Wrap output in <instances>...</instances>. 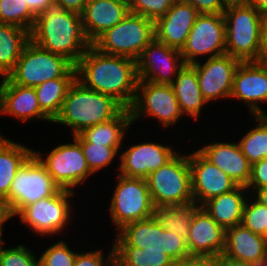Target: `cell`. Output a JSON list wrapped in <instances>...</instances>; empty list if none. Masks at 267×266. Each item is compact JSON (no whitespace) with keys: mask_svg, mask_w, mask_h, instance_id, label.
I'll return each instance as SVG.
<instances>
[{"mask_svg":"<svg viewBox=\"0 0 267 266\" xmlns=\"http://www.w3.org/2000/svg\"><path fill=\"white\" fill-rule=\"evenodd\" d=\"M213 266H251L252 263H248L242 260L229 258L223 254L218 255L212 259Z\"/></svg>","mask_w":267,"mask_h":266,"instance_id":"49","label":"cell"},{"mask_svg":"<svg viewBox=\"0 0 267 266\" xmlns=\"http://www.w3.org/2000/svg\"><path fill=\"white\" fill-rule=\"evenodd\" d=\"M176 0H129L130 13L141 15L154 22L162 17Z\"/></svg>","mask_w":267,"mask_h":266,"instance_id":"40","label":"cell"},{"mask_svg":"<svg viewBox=\"0 0 267 266\" xmlns=\"http://www.w3.org/2000/svg\"><path fill=\"white\" fill-rule=\"evenodd\" d=\"M226 230L200 207L191 221L186 241L191 257L213 259L222 254L225 248Z\"/></svg>","mask_w":267,"mask_h":266,"instance_id":"20","label":"cell"},{"mask_svg":"<svg viewBox=\"0 0 267 266\" xmlns=\"http://www.w3.org/2000/svg\"><path fill=\"white\" fill-rule=\"evenodd\" d=\"M55 7L82 14L88 0H54Z\"/></svg>","mask_w":267,"mask_h":266,"instance_id":"44","label":"cell"},{"mask_svg":"<svg viewBox=\"0 0 267 266\" xmlns=\"http://www.w3.org/2000/svg\"><path fill=\"white\" fill-rule=\"evenodd\" d=\"M240 61L224 54L191 64L197 73L199 87L207 103L230 98L235 71Z\"/></svg>","mask_w":267,"mask_h":266,"instance_id":"16","label":"cell"},{"mask_svg":"<svg viewBox=\"0 0 267 266\" xmlns=\"http://www.w3.org/2000/svg\"><path fill=\"white\" fill-rule=\"evenodd\" d=\"M172 266H213L212 259L205 257H190L174 261Z\"/></svg>","mask_w":267,"mask_h":266,"instance_id":"48","label":"cell"},{"mask_svg":"<svg viewBox=\"0 0 267 266\" xmlns=\"http://www.w3.org/2000/svg\"><path fill=\"white\" fill-rule=\"evenodd\" d=\"M30 40L44 50L65 57L74 66L92 45L85 35L81 14L55 6L36 16Z\"/></svg>","mask_w":267,"mask_h":266,"instance_id":"2","label":"cell"},{"mask_svg":"<svg viewBox=\"0 0 267 266\" xmlns=\"http://www.w3.org/2000/svg\"><path fill=\"white\" fill-rule=\"evenodd\" d=\"M200 207L194 201L183 205L157 206L153 216L164 230L178 234L187 241L192 218Z\"/></svg>","mask_w":267,"mask_h":266,"instance_id":"32","label":"cell"},{"mask_svg":"<svg viewBox=\"0 0 267 266\" xmlns=\"http://www.w3.org/2000/svg\"><path fill=\"white\" fill-rule=\"evenodd\" d=\"M267 186V158L255 162L251 165V177L246 188L257 189Z\"/></svg>","mask_w":267,"mask_h":266,"instance_id":"42","label":"cell"},{"mask_svg":"<svg viewBox=\"0 0 267 266\" xmlns=\"http://www.w3.org/2000/svg\"><path fill=\"white\" fill-rule=\"evenodd\" d=\"M73 196L74 191L60 188L53 196L24 207L16 217L40 236L56 235L71 224L73 206L70 200Z\"/></svg>","mask_w":267,"mask_h":266,"instance_id":"11","label":"cell"},{"mask_svg":"<svg viewBox=\"0 0 267 266\" xmlns=\"http://www.w3.org/2000/svg\"><path fill=\"white\" fill-rule=\"evenodd\" d=\"M246 5L254 7L261 13H267V0H246Z\"/></svg>","mask_w":267,"mask_h":266,"instance_id":"50","label":"cell"},{"mask_svg":"<svg viewBox=\"0 0 267 266\" xmlns=\"http://www.w3.org/2000/svg\"><path fill=\"white\" fill-rule=\"evenodd\" d=\"M7 77L14 84L35 88L50 79L77 78V72L68 59L44 50L30 40Z\"/></svg>","mask_w":267,"mask_h":266,"instance_id":"5","label":"cell"},{"mask_svg":"<svg viewBox=\"0 0 267 266\" xmlns=\"http://www.w3.org/2000/svg\"><path fill=\"white\" fill-rule=\"evenodd\" d=\"M261 61H267V13H264L260 28Z\"/></svg>","mask_w":267,"mask_h":266,"instance_id":"47","label":"cell"},{"mask_svg":"<svg viewBox=\"0 0 267 266\" xmlns=\"http://www.w3.org/2000/svg\"><path fill=\"white\" fill-rule=\"evenodd\" d=\"M193 5L199 14H221L226 6L221 0H184Z\"/></svg>","mask_w":267,"mask_h":266,"instance_id":"43","label":"cell"},{"mask_svg":"<svg viewBox=\"0 0 267 266\" xmlns=\"http://www.w3.org/2000/svg\"><path fill=\"white\" fill-rule=\"evenodd\" d=\"M5 138L4 136H2V134L0 133V141Z\"/></svg>","mask_w":267,"mask_h":266,"instance_id":"54","label":"cell"},{"mask_svg":"<svg viewBox=\"0 0 267 266\" xmlns=\"http://www.w3.org/2000/svg\"><path fill=\"white\" fill-rule=\"evenodd\" d=\"M117 185L111 198L109 212L116 230L124 225L154 215V204L143 178H129L117 175Z\"/></svg>","mask_w":267,"mask_h":266,"instance_id":"8","label":"cell"},{"mask_svg":"<svg viewBox=\"0 0 267 266\" xmlns=\"http://www.w3.org/2000/svg\"><path fill=\"white\" fill-rule=\"evenodd\" d=\"M0 114L27 120L52 121L41 111L35 88L14 84L8 77L0 82Z\"/></svg>","mask_w":267,"mask_h":266,"instance_id":"22","label":"cell"},{"mask_svg":"<svg viewBox=\"0 0 267 266\" xmlns=\"http://www.w3.org/2000/svg\"><path fill=\"white\" fill-rule=\"evenodd\" d=\"M125 107L114 97L86 88L77 79L70 86L52 123L72 128V136L116 117Z\"/></svg>","mask_w":267,"mask_h":266,"instance_id":"3","label":"cell"},{"mask_svg":"<svg viewBox=\"0 0 267 266\" xmlns=\"http://www.w3.org/2000/svg\"><path fill=\"white\" fill-rule=\"evenodd\" d=\"M226 54L240 62H260L263 13L246 4L227 5L224 13Z\"/></svg>","mask_w":267,"mask_h":266,"instance_id":"4","label":"cell"},{"mask_svg":"<svg viewBox=\"0 0 267 266\" xmlns=\"http://www.w3.org/2000/svg\"><path fill=\"white\" fill-rule=\"evenodd\" d=\"M180 53L185 64L198 62L200 56L212 58L226 54L223 13L199 14Z\"/></svg>","mask_w":267,"mask_h":266,"instance_id":"14","label":"cell"},{"mask_svg":"<svg viewBox=\"0 0 267 266\" xmlns=\"http://www.w3.org/2000/svg\"><path fill=\"white\" fill-rule=\"evenodd\" d=\"M80 145L93 174L112 164L121 147H106L85 141L79 134L72 136Z\"/></svg>","mask_w":267,"mask_h":266,"instance_id":"36","label":"cell"},{"mask_svg":"<svg viewBox=\"0 0 267 266\" xmlns=\"http://www.w3.org/2000/svg\"><path fill=\"white\" fill-rule=\"evenodd\" d=\"M109 254L104 257L102 249L77 253L74 266H115L114 264V247Z\"/></svg>","mask_w":267,"mask_h":266,"instance_id":"41","label":"cell"},{"mask_svg":"<svg viewBox=\"0 0 267 266\" xmlns=\"http://www.w3.org/2000/svg\"><path fill=\"white\" fill-rule=\"evenodd\" d=\"M225 6L227 5H238V4H246V0H221Z\"/></svg>","mask_w":267,"mask_h":266,"instance_id":"52","label":"cell"},{"mask_svg":"<svg viewBox=\"0 0 267 266\" xmlns=\"http://www.w3.org/2000/svg\"><path fill=\"white\" fill-rule=\"evenodd\" d=\"M198 151L238 185L247 186L251 177V164L236 142H213Z\"/></svg>","mask_w":267,"mask_h":266,"instance_id":"24","label":"cell"},{"mask_svg":"<svg viewBox=\"0 0 267 266\" xmlns=\"http://www.w3.org/2000/svg\"><path fill=\"white\" fill-rule=\"evenodd\" d=\"M191 191L195 203L202 206L209 199L235 189L238 184L207 160L198 150L189 154Z\"/></svg>","mask_w":267,"mask_h":266,"instance_id":"17","label":"cell"},{"mask_svg":"<svg viewBox=\"0 0 267 266\" xmlns=\"http://www.w3.org/2000/svg\"><path fill=\"white\" fill-rule=\"evenodd\" d=\"M76 79H50L35 87L40 109L52 122L59 115L68 90Z\"/></svg>","mask_w":267,"mask_h":266,"instance_id":"33","label":"cell"},{"mask_svg":"<svg viewBox=\"0 0 267 266\" xmlns=\"http://www.w3.org/2000/svg\"><path fill=\"white\" fill-rule=\"evenodd\" d=\"M247 191L251 194L246 186L238 185L230 192L209 199L201 207L226 230L241 224L245 202L251 196Z\"/></svg>","mask_w":267,"mask_h":266,"instance_id":"26","label":"cell"},{"mask_svg":"<svg viewBox=\"0 0 267 266\" xmlns=\"http://www.w3.org/2000/svg\"><path fill=\"white\" fill-rule=\"evenodd\" d=\"M139 80L171 85L185 62L178 49L154 38L136 60Z\"/></svg>","mask_w":267,"mask_h":266,"instance_id":"15","label":"cell"},{"mask_svg":"<svg viewBox=\"0 0 267 266\" xmlns=\"http://www.w3.org/2000/svg\"><path fill=\"white\" fill-rule=\"evenodd\" d=\"M132 125L131 112L124 108L116 117L86 128L79 135L87 142L106 147H121L126 131Z\"/></svg>","mask_w":267,"mask_h":266,"instance_id":"28","label":"cell"},{"mask_svg":"<svg viewBox=\"0 0 267 266\" xmlns=\"http://www.w3.org/2000/svg\"><path fill=\"white\" fill-rule=\"evenodd\" d=\"M252 117L257 122L256 126L237 141L243 155L251 165L267 158V115Z\"/></svg>","mask_w":267,"mask_h":266,"instance_id":"34","label":"cell"},{"mask_svg":"<svg viewBox=\"0 0 267 266\" xmlns=\"http://www.w3.org/2000/svg\"><path fill=\"white\" fill-rule=\"evenodd\" d=\"M154 38V21L129 12L119 23L100 35L92 45L103 53L137 60Z\"/></svg>","mask_w":267,"mask_h":266,"instance_id":"6","label":"cell"},{"mask_svg":"<svg viewBox=\"0 0 267 266\" xmlns=\"http://www.w3.org/2000/svg\"><path fill=\"white\" fill-rule=\"evenodd\" d=\"M114 242L115 266H172L174 260L162 251H144L129 246L117 233Z\"/></svg>","mask_w":267,"mask_h":266,"instance_id":"31","label":"cell"},{"mask_svg":"<svg viewBox=\"0 0 267 266\" xmlns=\"http://www.w3.org/2000/svg\"><path fill=\"white\" fill-rule=\"evenodd\" d=\"M178 152L170 145L144 142L130 146L119 157L120 175L146 179L154 170L168 163Z\"/></svg>","mask_w":267,"mask_h":266,"instance_id":"19","label":"cell"},{"mask_svg":"<svg viewBox=\"0 0 267 266\" xmlns=\"http://www.w3.org/2000/svg\"><path fill=\"white\" fill-rule=\"evenodd\" d=\"M129 12L127 0H88L81 14L87 39L93 43L106 30L119 23Z\"/></svg>","mask_w":267,"mask_h":266,"instance_id":"23","label":"cell"},{"mask_svg":"<svg viewBox=\"0 0 267 266\" xmlns=\"http://www.w3.org/2000/svg\"><path fill=\"white\" fill-rule=\"evenodd\" d=\"M180 109L184 114L198 120L202 107L207 105L203 98L196 69L191 64H185L171 84Z\"/></svg>","mask_w":267,"mask_h":266,"instance_id":"27","label":"cell"},{"mask_svg":"<svg viewBox=\"0 0 267 266\" xmlns=\"http://www.w3.org/2000/svg\"><path fill=\"white\" fill-rule=\"evenodd\" d=\"M129 246L144 251H162L174 261L190 258L186 240L164 230L154 216L130 222L115 231Z\"/></svg>","mask_w":267,"mask_h":266,"instance_id":"10","label":"cell"},{"mask_svg":"<svg viewBox=\"0 0 267 266\" xmlns=\"http://www.w3.org/2000/svg\"><path fill=\"white\" fill-rule=\"evenodd\" d=\"M199 13L184 0H176L173 6L155 23V38L165 45L182 50Z\"/></svg>","mask_w":267,"mask_h":266,"instance_id":"21","label":"cell"},{"mask_svg":"<svg viewBox=\"0 0 267 266\" xmlns=\"http://www.w3.org/2000/svg\"><path fill=\"white\" fill-rule=\"evenodd\" d=\"M75 67L77 80L86 88L114 97L125 108L132 106L139 82L136 60L91 45Z\"/></svg>","mask_w":267,"mask_h":266,"instance_id":"1","label":"cell"},{"mask_svg":"<svg viewBox=\"0 0 267 266\" xmlns=\"http://www.w3.org/2000/svg\"><path fill=\"white\" fill-rule=\"evenodd\" d=\"M36 15L25 0H2L0 2V23L15 25L31 32Z\"/></svg>","mask_w":267,"mask_h":266,"instance_id":"35","label":"cell"},{"mask_svg":"<svg viewBox=\"0 0 267 266\" xmlns=\"http://www.w3.org/2000/svg\"><path fill=\"white\" fill-rule=\"evenodd\" d=\"M230 98L244 101L251 116L267 115L260 106L267 102V61L240 62Z\"/></svg>","mask_w":267,"mask_h":266,"instance_id":"18","label":"cell"},{"mask_svg":"<svg viewBox=\"0 0 267 266\" xmlns=\"http://www.w3.org/2000/svg\"><path fill=\"white\" fill-rule=\"evenodd\" d=\"M155 207L193 202L189 154L177 153L168 163L146 178Z\"/></svg>","mask_w":267,"mask_h":266,"instance_id":"7","label":"cell"},{"mask_svg":"<svg viewBox=\"0 0 267 266\" xmlns=\"http://www.w3.org/2000/svg\"><path fill=\"white\" fill-rule=\"evenodd\" d=\"M251 266H267V259L261 262L254 263Z\"/></svg>","mask_w":267,"mask_h":266,"instance_id":"53","label":"cell"},{"mask_svg":"<svg viewBox=\"0 0 267 266\" xmlns=\"http://www.w3.org/2000/svg\"><path fill=\"white\" fill-rule=\"evenodd\" d=\"M14 215L5 197L0 196V236H3V227L7 220L13 218Z\"/></svg>","mask_w":267,"mask_h":266,"instance_id":"46","label":"cell"},{"mask_svg":"<svg viewBox=\"0 0 267 266\" xmlns=\"http://www.w3.org/2000/svg\"><path fill=\"white\" fill-rule=\"evenodd\" d=\"M34 150L10 139L0 141V196L7 197L18 169Z\"/></svg>","mask_w":267,"mask_h":266,"instance_id":"30","label":"cell"},{"mask_svg":"<svg viewBox=\"0 0 267 266\" xmlns=\"http://www.w3.org/2000/svg\"><path fill=\"white\" fill-rule=\"evenodd\" d=\"M223 255L248 263L267 259V237L253 233L249 228L238 224L226 229Z\"/></svg>","mask_w":267,"mask_h":266,"instance_id":"25","label":"cell"},{"mask_svg":"<svg viewBox=\"0 0 267 266\" xmlns=\"http://www.w3.org/2000/svg\"><path fill=\"white\" fill-rule=\"evenodd\" d=\"M60 187L33 153L18 169L6 197L13 215L36 201L53 196Z\"/></svg>","mask_w":267,"mask_h":266,"instance_id":"9","label":"cell"},{"mask_svg":"<svg viewBox=\"0 0 267 266\" xmlns=\"http://www.w3.org/2000/svg\"><path fill=\"white\" fill-rule=\"evenodd\" d=\"M73 143L59 144L46 157L39 151L34 154L45 165L53 181L61 188L74 191L94 175L83 155L81 145L73 138Z\"/></svg>","mask_w":267,"mask_h":266,"instance_id":"13","label":"cell"},{"mask_svg":"<svg viewBox=\"0 0 267 266\" xmlns=\"http://www.w3.org/2000/svg\"><path fill=\"white\" fill-rule=\"evenodd\" d=\"M256 193V194H255ZM252 195L262 204L267 206V186L259 188ZM255 194V195H254Z\"/></svg>","mask_w":267,"mask_h":266,"instance_id":"51","label":"cell"},{"mask_svg":"<svg viewBox=\"0 0 267 266\" xmlns=\"http://www.w3.org/2000/svg\"><path fill=\"white\" fill-rule=\"evenodd\" d=\"M29 41V31L0 23V78L7 77L14 70L23 48Z\"/></svg>","mask_w":267,"mask_h":266,"instance_id":"29","label":"cell"},{"mask_svg":"<svg viewBox=\"0 0 267 266\" xmlns=\"http://www.w3.org/2000/svg\"><path fill=\"white\" fill-rule=\"evenodd\" d=\"M77 253L69 248L66 241L60 240L42 252L40 266H74Z\"/></svg>","mask_w":267,"mask_h":266,"instance_id":"38","label":"cell"},{"mask_svg":"<svg viewBox=\"0 0 267 266\" xmlns=\"http://www.w3.org/2000/svg\"><path fill=\"white\" fill-rule=\"evenodd\" d=\"M1 236L0 266H40L39 258L26 246L17 245L12 248H3L5 241Z\"/></svg>","mask_w":267,"mask_h":266,"instance_id":"39","label":"cell"},{"mask_svg":"<svg viewBox=\"0 0 267 266\" xmlns=\"http://www.w3.org/2000/svg\"><path fill=\"white\" fill-rule=\"evenodd\" d=\"M241 224L253 233L267 237V206L259 202L254 196L247 198Z\"/></svg>","mask_w":267,"mask_h":266,"instance_id":"37","label":"cell"},{"mask_svg":"<svg viewBox=\"0 0 267 266\" xmlns=\"http://www.w3.org/2000/svg\"><path fill=\"white\" fill-rule=\"evenodd\" d=\"M131 112L132 124L147 116L161 122L163 127L176 125L183 113L171 85L139 80Z\"/></svg>","mask_w":267,"mask_h":266,"instance_id":"12","label":"cell"},{"mask_svg":"<svg viewBox=\"0 0 267 266\" xmlns=\"http://www.w3.org/2000/svg\"><path fill=\"white\" fill-rule=\"evenodd\" d=\"M25 2L36 16L55 6L54 0H25Z\"/></svg>","mask_w":267,"mask_h":266,"instance_id":"45","label":"cell"}]
</instances>
